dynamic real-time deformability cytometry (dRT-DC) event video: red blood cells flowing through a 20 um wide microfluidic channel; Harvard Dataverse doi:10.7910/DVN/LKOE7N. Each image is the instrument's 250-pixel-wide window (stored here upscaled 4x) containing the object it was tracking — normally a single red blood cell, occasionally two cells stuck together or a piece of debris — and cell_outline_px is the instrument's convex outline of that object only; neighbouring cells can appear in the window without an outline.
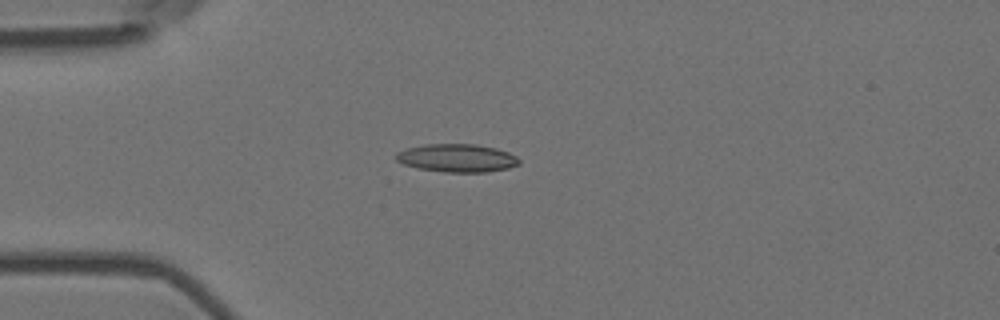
{"species": "Egyptian fruit bat (a non-hibernating species)", "species_latin": "Rousettus aegyptiacus", "temperature_condition": "room temperature", "stored_images_in_passage": 9, "camera_frame_rate_fps": 3000, "um_per_image_px": 0.085, "animal": {"sex": "female"}, "frame": {"image": 1, "passage_image": 4, "time_ms": 1.0, "image_size_px": [1000, 320], "cell_outline_px": [[520, 164], [508, 168], [488, 172], [444, 172], [416, 168], [404, 164], [396, 160], [396, 152], [408, 148], [428, 144], [476, 144], [496, 148], [508, 152], [516, 156], [520, 160]], "centroid_in_image_um": [38.86, 13.44], "position_along_channel_um": 46.1, "area_um2": 20.17}}
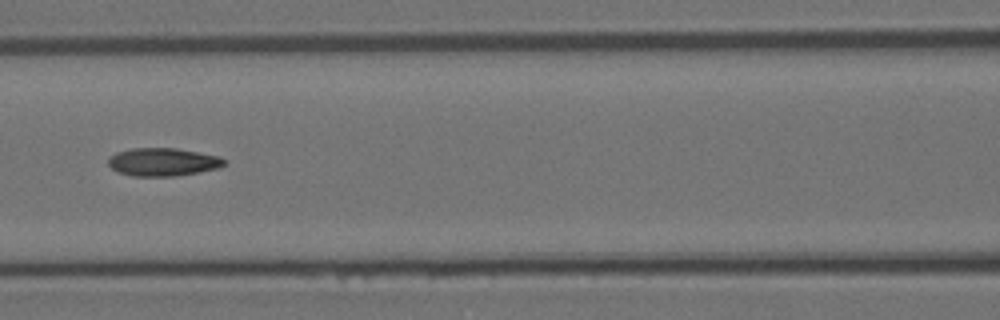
{"frame": {"image": 2, "passage_image": 7, "time_ms": 2.0, "image_size_px": [1000, 320], "cell_outline_px": [[228, 164], [220, 168], [200, 172], [176, 176], [132, 176], [120, 172], [112, 168], [108, 164], [108, 156], [116, 152], [132, 148], [176, 148], [220, 156]], "centroid_in_image_um": [13.87, 13.77], "position_along_channel_um": 152.7, "area_um2": 19.13}}
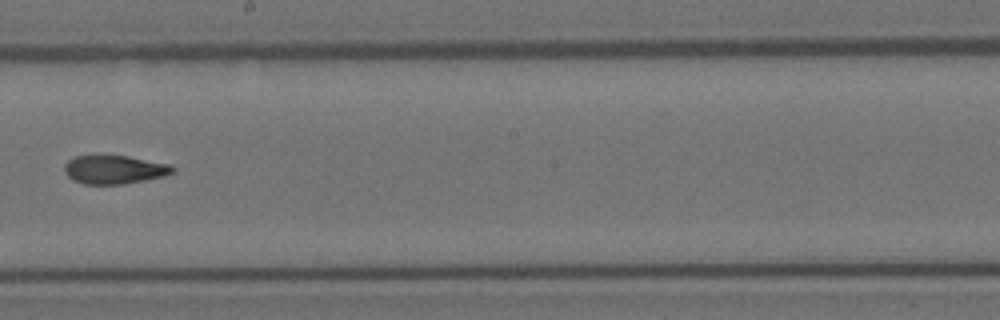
{"frame": {"image": 3, "passage_image": 9, "time_ms": 2.667, "image_size_px": [1000, 320], "cell_outline_px": [[176, 168], [172, 172], [164, 176], [124, 184], [84, 184], [72, 180], [64, 172], [64, 164], [68, 160], [76, 156], [96, 152], [100, 152], [128, 156], [172, 164]], "centroid_in_image_um": [9.67, 14.36], "position_along_channel_um": 238.5, "area_um2": 18.84}}